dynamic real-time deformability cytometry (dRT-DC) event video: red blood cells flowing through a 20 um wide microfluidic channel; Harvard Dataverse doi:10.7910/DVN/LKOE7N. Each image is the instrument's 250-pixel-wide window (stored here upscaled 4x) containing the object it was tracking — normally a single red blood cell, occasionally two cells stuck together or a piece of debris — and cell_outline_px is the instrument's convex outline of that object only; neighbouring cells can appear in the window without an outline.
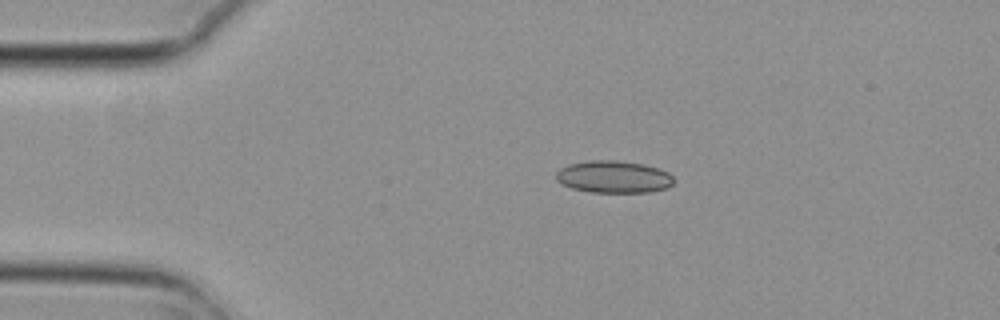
{"species": "common noctule bat (a hibernating species)", "species_latin": "Nyctalus noctula", "temperature_condition": "cold", "stored_images_in_passage": 3, "camera_frame_rate_fps": 3000, "um_per_image_px": 0.085, "animal": {"sex": "female", "body_mass_g": 29.2, "forearm_length_mm": 56.3}, "frame": {"image": 1, "passage_image": 2, "time_ms": 0.333, "image_size_px": [1000, 320], "cell_outline_px": [[672, 184], [668, 188], [648, 192], [588, 192], [572, 188], [560, 184], [556, 180], [556, 172], [560, 168], [568, 164], [588, 160], [616, 160], [644, 164], [668, 172], [672, 176]], "centroid_in_image_um": [52.11, 15.03], "position_along_channel_um": 32.9, "area_um2": 22.2}}